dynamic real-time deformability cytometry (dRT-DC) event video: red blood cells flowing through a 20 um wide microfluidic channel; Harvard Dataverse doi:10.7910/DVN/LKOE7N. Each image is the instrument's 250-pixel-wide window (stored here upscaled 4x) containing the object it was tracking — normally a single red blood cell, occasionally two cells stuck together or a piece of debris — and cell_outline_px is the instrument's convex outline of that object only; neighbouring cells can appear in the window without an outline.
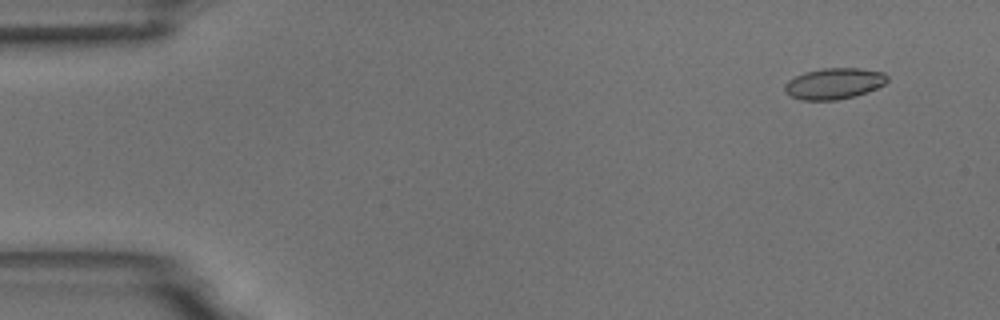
{"species": "common noctule bat (a hibernating species)", "species_latin": "Nyctalus noctula", "temperature_condition": "room temperature", "stored_images_in_passage": 9, "camera_frame_rate_fps": 3000, "um_per_image_px": 0.085, "animal": {"sex": "male", "body_mass_g": 18.8}, "frame": {"image": 1, "passage_image": 2, "time_ms": 1.0, "image_size_px": [1000, 320], "cell_outline_px": [[888, 80], [884, 84], [868, 92], [856, 96], [836, 100], [800, 100], [784, 92], [784, 84], [788, 80], [804, 72], [824, 68], [860, 68], [884, 72], [888, 76]], "centroid_in_image_um": [70.9, 7.1], "position_along_channel_um": 14.1, "area_um2": 18.73}}
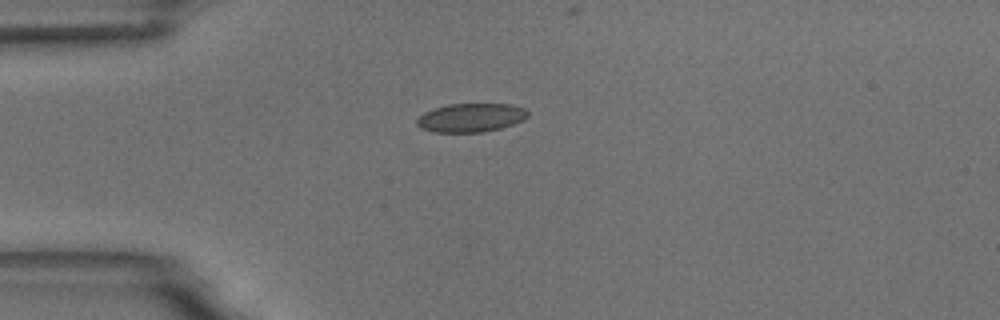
{"frame": {"image": 2, "passage_image": 4, "time_ms": 4.333, "image_size_px": [1000, 320], "cell_outline_px": [[528, 116], [524, 120], [500, 128], [484, 132], [432, 132], [420, 128], [416, 124], [416, 120], [424, 112], [448, 104], [512, 104], [524, 108], [528, 112]], "centroid_in_image_um": [40.02, 10.0], "position_along_channel_um": 45.0, "area_um2": 18.55}}
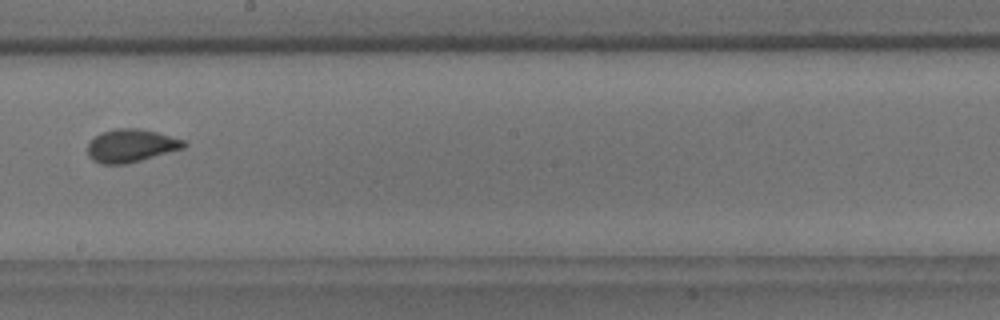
{"frame": {"image": 3, "passage_image": 9, "time_ms": 10.0, "image_size_px": [1000, 320], "cell_outline_px": [[188, 144], [184, 148], [128, 164], [100, 164], [92, 160], [88, 156], [88, 144], [100, 132], [116, 128], [140, 128], [156, 132], [184, 140]], "centroid_in_image_um": [11.13, 12.39], "position_along_channel_um": 237.1, "area_um2": 18.61}}